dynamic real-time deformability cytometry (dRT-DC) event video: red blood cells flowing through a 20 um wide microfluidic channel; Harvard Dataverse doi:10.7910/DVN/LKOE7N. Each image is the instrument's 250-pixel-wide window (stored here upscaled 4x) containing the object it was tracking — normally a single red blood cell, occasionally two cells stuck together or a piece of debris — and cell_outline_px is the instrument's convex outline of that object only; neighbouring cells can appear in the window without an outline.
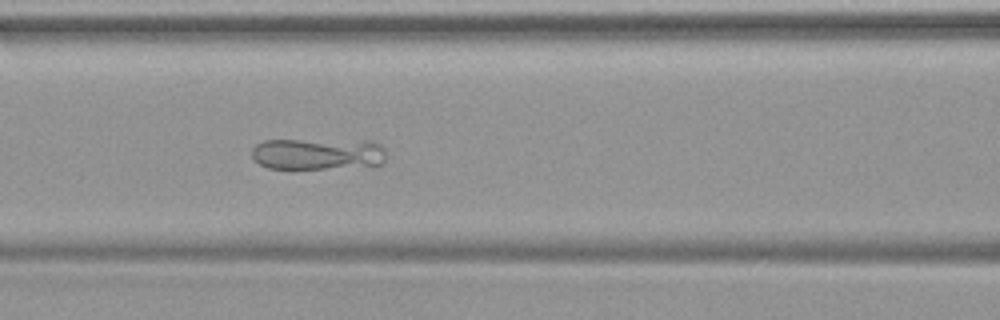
{"species": "common noctule bat (a hibernating species)", "species_latin": "Nyctalus noctula", "temperature_condition": "warm", "stored_images_in_passage": 49, "camera_frame_rate_fps": 3000, "um_per_image_px": 0.085, "animal": {"sex": "female", "body_mass_g": 19.9}, "frame": {"image": 1, "passage_image": 22, "time_ms": 7.0, "image_size_px": [1000, 320], "cell_outline_px": [[384, 164], [324, 168], [268, 168], [260, 164], [252, 156], [252, 148], [256, 144], [264, 140], [372, 140], [380, 144], [384, 148]], "centroid_in_image_um": [27.01, 13.05], "position_along_channel_um": 139.6, "area_um2": 24.68}}
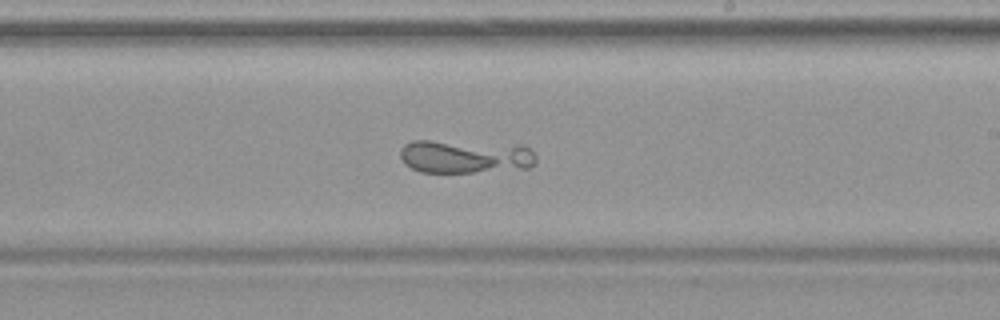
{"frame": {"image": 2, "passage_image": 30, "time_ms": 9.667, "image_size_px": [1000, 320], "cell_outline_px": [[536, 164], [528, 168], [472, 172], [420, 172], [404, 164], [400, 160], [400, 148], [404, 144], [412, 140], [428, 140], [524, 144], [536, 156]], "centroid_in_image_um": [39.53, 13.28], "position_along_channel_um": 249.5, "area_um2": 26.99}}
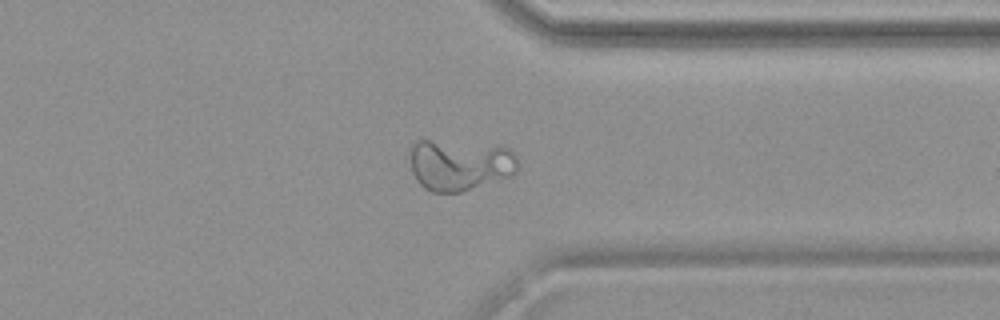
{"frame": {"image": 3, "passage_image": 39, "time_ms": 12.667, "image_size_px": [1000, 320], "cell_outline_px": [[516, 172], [512, 176], [460, 192], [432, 192], [424, 188], [416, 180], [412, 172], [408, 152], [412, 144], [416, 140], [428, 140], [512, 148], [516, 156]], "centroid_in_image_um": [39.03, 14.03], "position_along_channel_um": 372.4, "area_um2": 32.08}}